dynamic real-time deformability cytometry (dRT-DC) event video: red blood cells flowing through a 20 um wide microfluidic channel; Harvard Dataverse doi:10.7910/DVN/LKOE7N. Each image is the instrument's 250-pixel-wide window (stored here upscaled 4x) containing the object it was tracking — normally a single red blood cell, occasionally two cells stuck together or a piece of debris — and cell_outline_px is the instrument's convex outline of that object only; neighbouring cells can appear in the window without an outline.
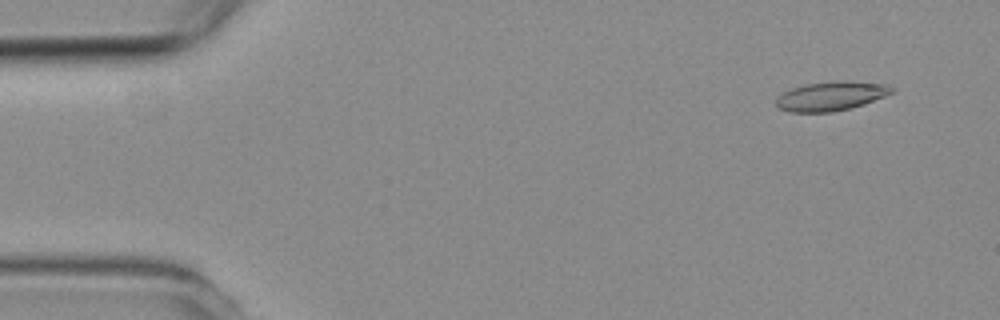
{"species": "common noctule bat (a hibernating species)", "species_latin": "Nyctalus noctula", "temperature_condition": "room temperature", "stored_images_in_passage": 3, "camera_frame_rate_fps": 3000, "um_per_image_px": 0.085, "animal": {"sex": "female", "body_mass_g": 19.3, "forearm_length_mm": 54.1}, "frame": {"image": 1, "passage_image": 1, "time_ms": 0.0, "image_size_px": [1000, 320], "cell_outline_px": [[892, 92], [884, 96], [864, 104], [832, 112], [788, 112], [780, 108], [776, 104], [776, 100], [784, 92], [792, 88], [808, 84], [840, 80], [888, 84], [892, 88]], "centroid_in_image_um": [70.64, 8.17], "position_along_channel_um": 14.4, "area_um2": 19.31}}
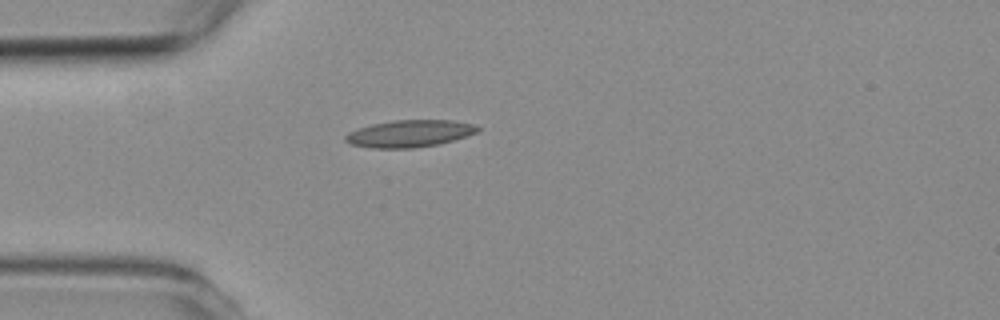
{"frame": {"image": 2, "passage_image": 3, "time_ms": 3.333, "image_size_px": [1000, 320], "cell_outline_px": [[480, 132], [440, 144], [412, 148], [372, 148], [348, 144], [344, 140], [344, 136], [348, 132], [372, 124], [392, 120], [452, 120], [476, 124], [480, 128]], "centroid_in_image_um": [34.83, 11.35], "position_along_channel_um": 50.2, "area_um2": 21.1}}